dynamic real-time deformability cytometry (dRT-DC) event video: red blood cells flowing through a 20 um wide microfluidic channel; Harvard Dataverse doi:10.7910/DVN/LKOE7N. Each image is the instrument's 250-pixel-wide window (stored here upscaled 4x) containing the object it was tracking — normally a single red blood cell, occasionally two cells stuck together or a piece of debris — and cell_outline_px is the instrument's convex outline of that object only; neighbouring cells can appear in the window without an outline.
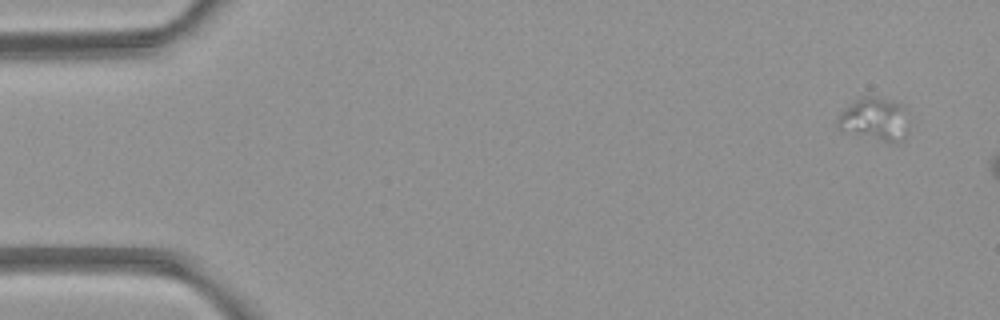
{"species": "common noctule bat (a hibernating species)", "species_latin": "Nyctalus noctula", "temperature_condition": "room temperature", "stored_images_in_passage": 3, "camera_frame_rate_fps": 3000, "um_per_image_px": 0.085, "animal": {"sex": "female", "body_mass_g": 21.9}, "frame": {"image": 1, "passage_image": 1, "time_ms": 0.0, "image_size_px": [1000, 320], "cell_outline_px": [[904, 136], [896, 140], [884, 140], [840, 132], [836, 128], [836, 120], [840, 112], [856, 96], [876, 96], [904, 104]], "centroid_in_image_um": [74.17, 10.06], "position_along_channel_um": 10.8, "area_um2": 17.63}}